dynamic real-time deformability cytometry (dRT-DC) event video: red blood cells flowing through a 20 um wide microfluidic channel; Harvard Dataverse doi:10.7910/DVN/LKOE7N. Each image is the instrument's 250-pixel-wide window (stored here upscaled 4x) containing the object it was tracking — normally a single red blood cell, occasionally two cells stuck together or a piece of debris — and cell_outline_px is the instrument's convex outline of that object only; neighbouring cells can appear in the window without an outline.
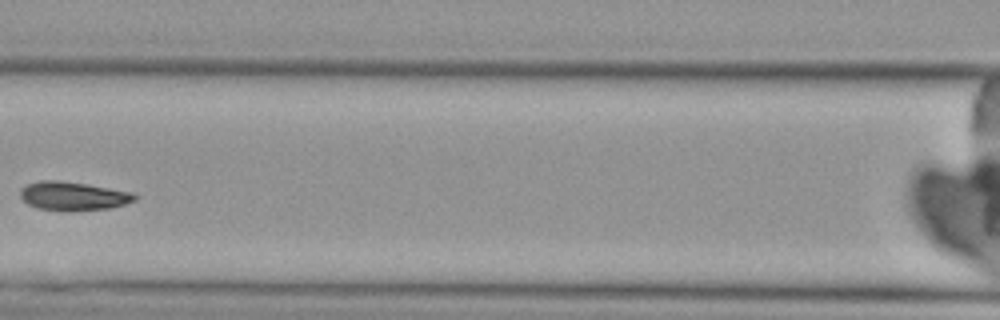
{"species": "Egyptian fruit bat (a non-hibernating species)", "species_latin": "Rousettus aegyptiacus", "temperature_condition": "cold", "stored_images_in_passage": 4, "camera_frame_rate_fps": 3000, "um_per_image_px": 0.085, "animal": {"sex": "female"}, "frame": {"image": 1, "passage_image": 3, "time_ms": 2.333, "image_size_px": [1000, 320], "cell_outline_px": [[136, 200], [124, 204], [108, 208], [68, 212], [64, 212], [36, 208], [28, 204], [20, 196], [20, 188], [28, 184], [40, 180], [60, 180], [88, 184], [132, 192], [136, 196]], "centroid_in_image_um": [6.18, 16.67], "position_along_channel_um": 160.4, "area_um2": 19.36}}
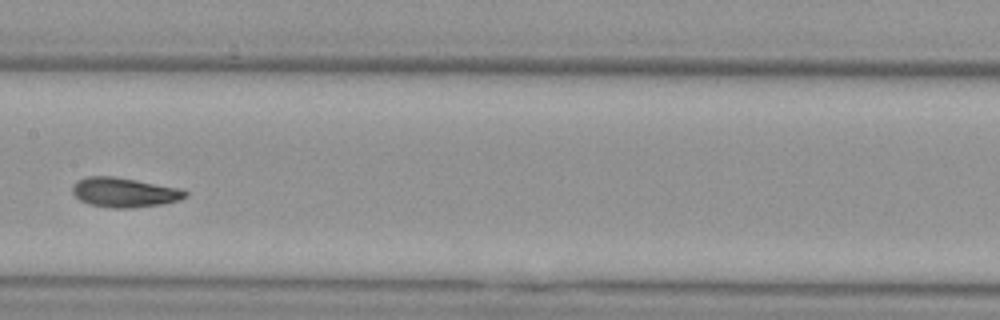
{"frame": {"image": 2, "passage_image": 4, "time_ms": 3.333, "image_size_px": [1000, 320], "cell_outline_px": [[188, 196], [180, 200], [160, 204], [128, 208], [112, 208], [88, 204], [80, 200], [72, 192], [72, 184], [76, 180], [88, 176], [112, 176], [136, 180], [180, 188], [188, 192]], "centroid_in_image_um": [10.55, 16.35], "position_along_channel_um": 196.9, "area_um2": 19.48}}